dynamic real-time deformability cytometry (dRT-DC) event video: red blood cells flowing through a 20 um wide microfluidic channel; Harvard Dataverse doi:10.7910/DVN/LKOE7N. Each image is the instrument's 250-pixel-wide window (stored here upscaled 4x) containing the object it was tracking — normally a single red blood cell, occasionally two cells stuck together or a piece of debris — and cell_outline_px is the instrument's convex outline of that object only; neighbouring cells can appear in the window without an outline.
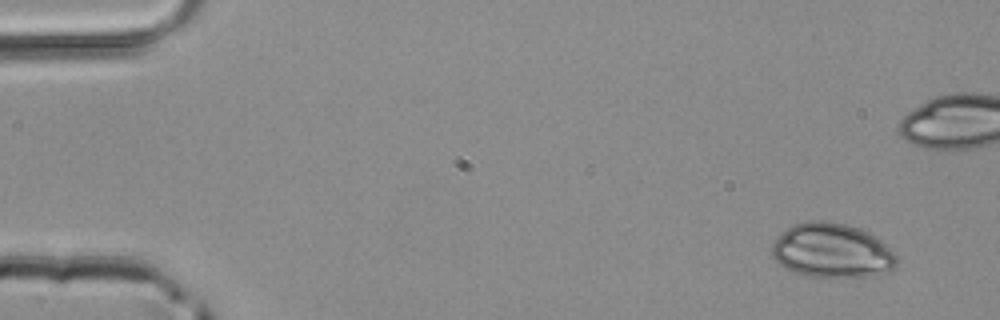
{"species": "common noctule bat (a hibernating species)", "species_latin": "Nyctalus noctula", "temperature_condition": "room temperature", "stored_images_in_passage": 47, "camera_frame_rate_fps": 3000, "um_per_image_px": 0.085, "animal": {"sex": "male", "body_mass_g": 20.4}, "frame": {"image": 1, "passage_image": 1, "time_ms": 0.0, "image_size_px": [1000, 320], "cell_outline_px": [[896, 264], [888, 272], [876, 276], [808, 276], [784, 268], [772, 256], [772, 244], [792, 224], [812, 220], [824, 220], [848, 224], [860, 228], [876, 236], [896, 256]], "centroid_in_image_um": [70.72, 21.29], "position_along_channel_um": 14.3, "area_um2": 39.3}}
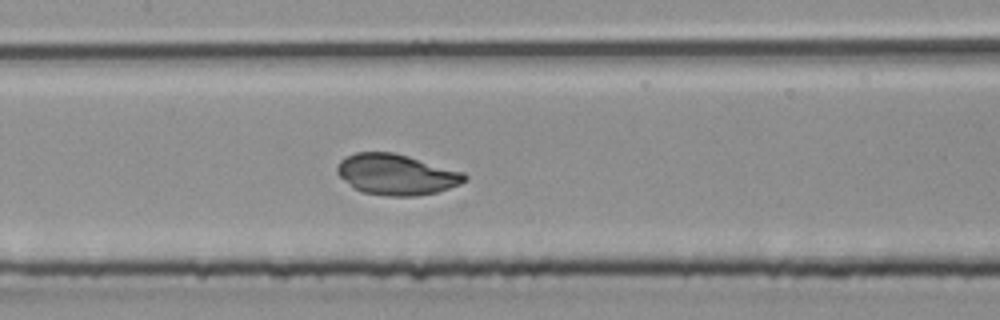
{"frame": {"image": 2, "passage_image": 21, "time_ms": 6.667, "image_size_px": [1000, 320], "cell_outline_px": [[468, 180], [460, 184], [436, 192], [416, 196], [388, 196], [360, 192], [352, 188], [336, 172], [336, 168], [340, 160], [344, 156], [356, 152], [392, 152], [408, 156], [464, 172], [468, 176]], "centroid_in_image_um": [33.67, 14.83], "position_along_channel_um": 173.7, "area_um2": 30.46}}
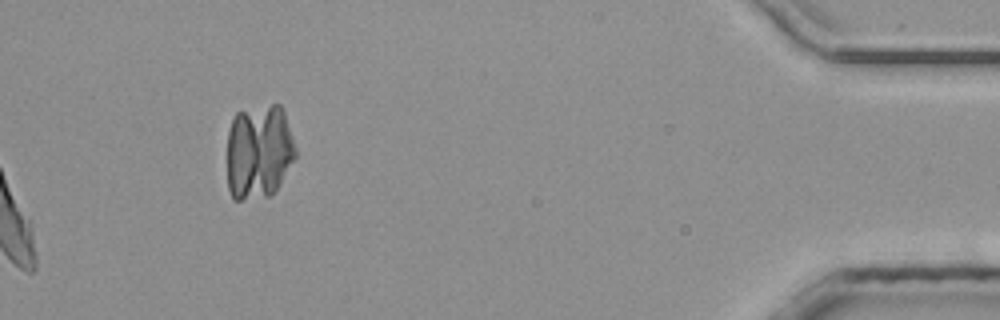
{"frame": {"image": 3, "passage_image": 47, "time_ms": 15.333, "image_size_px": [1000, 320], "cell_outline_px": [[296, 156], [272, 196], [240, 200], [232, 200], [228, 188], [228, 132], [232, 120], [236, 112], [272, 104], [280, 104], [284, 112], [296, 148]], "centroid_in_image_um": [21.99, 12.91], "position_along_channel_um": 413.2, "area_um2": 37.97}}